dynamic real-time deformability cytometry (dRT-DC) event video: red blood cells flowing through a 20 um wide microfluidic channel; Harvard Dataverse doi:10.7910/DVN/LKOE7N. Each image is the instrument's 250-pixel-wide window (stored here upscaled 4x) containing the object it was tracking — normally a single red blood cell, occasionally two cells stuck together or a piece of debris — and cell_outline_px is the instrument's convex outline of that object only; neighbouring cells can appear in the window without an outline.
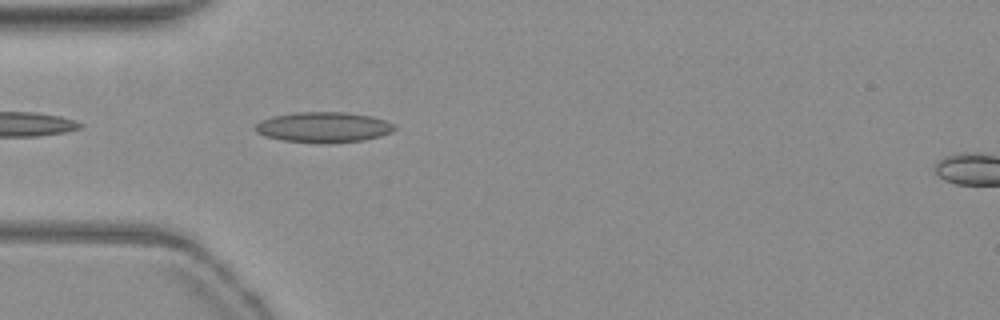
{"species": "common noctule bat (a hibernating species)", "species_latin": "Nyctalus noctula", "temperature_condition": "warm", "stored_images_in_passage": 39, "camera_frame_rate_fps": 3000, "um_per_image_px": 0.085, "animal": {"sex": "female", "body_mass_g": 19.3, "forearm_length_mm": 54.1}, "frame": {"image": 1, "passage_image": 3, "time_ms": 0.667, "image_size_px": [1000, 320], "cell_outline_px": [[396, 128], [392, 132], [380, 136], [364, 140], [284, 140], [268, 136], [256, 132], [252, 128], [260, 120], [272, 116], [296, 112], [348, 112], [372, 116], [396, 124]], "centroid_in_image_um": [27.52, 10.75], "position_along_channel_um": 57.5, "area_um2": 23.76}}
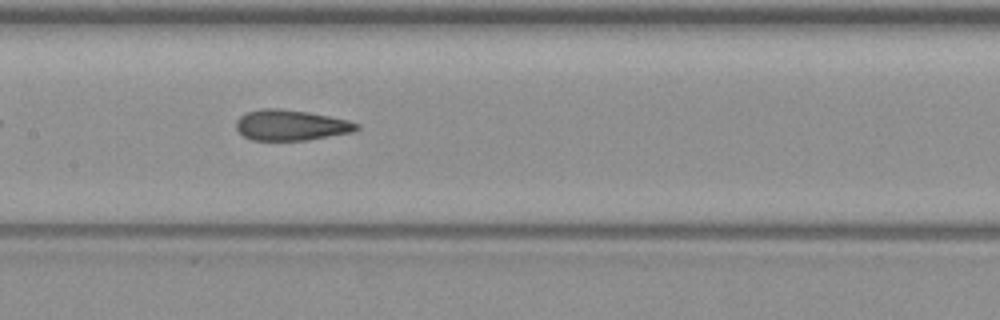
{"frame": {"image": 2, "passage_image": 13, "time_ms": 4.0, "image_size_px": [1000, 320], "cell_outline_px": [[360, 128], [352, 132], [308, 140], [252, 140], [244, 136], [236, 128], [236, 120], [240, 116], [248, 112], [260, 108], [276, 108], [308, 112], [348, 120], [360, 124]], "centroid_in_image_um": [24.73, 10.64], "position_along_channel_um": 182.7, "area_um2": 21.44}}
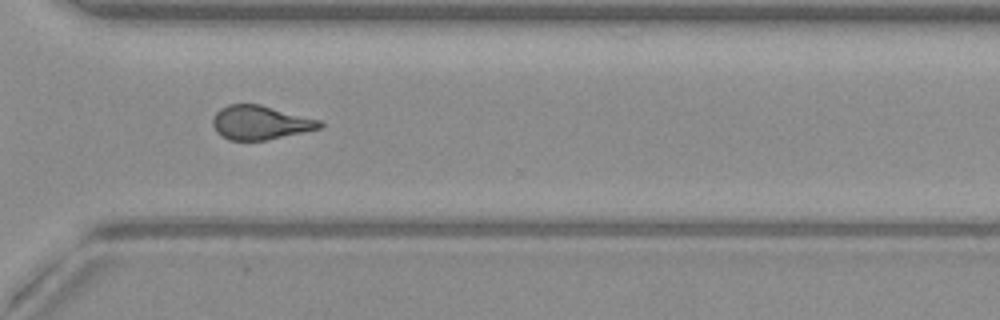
{"frame": {"image": 3, "passage_image": 26, "time_ms": 8.333, "image_size_px": [1000, 320], "cell_outline_px": [[324, 124], [320, 128], [304, 132], [264, 140], [228, 140], [216, 132], [212, 124], [212, 120], [216, 112], [220, 108], [228, 104], [260, 104], [320, 120]], "centroid_in_image_um": [22.09, 10.41], "position_along_channel_um": 348.5, "area_um2": 21.1}, "authors_computed_cell_mechanics": {"area_um2": 21.2126, "velocity_mm_per_s": 3.831, "shape_relaxation_time_tau1_ms": null, "shape_relaxation_time_tau2_ms": 1.7877, "deformation_change_tau1": null, "deformation_change_tau2": 0.1002}}